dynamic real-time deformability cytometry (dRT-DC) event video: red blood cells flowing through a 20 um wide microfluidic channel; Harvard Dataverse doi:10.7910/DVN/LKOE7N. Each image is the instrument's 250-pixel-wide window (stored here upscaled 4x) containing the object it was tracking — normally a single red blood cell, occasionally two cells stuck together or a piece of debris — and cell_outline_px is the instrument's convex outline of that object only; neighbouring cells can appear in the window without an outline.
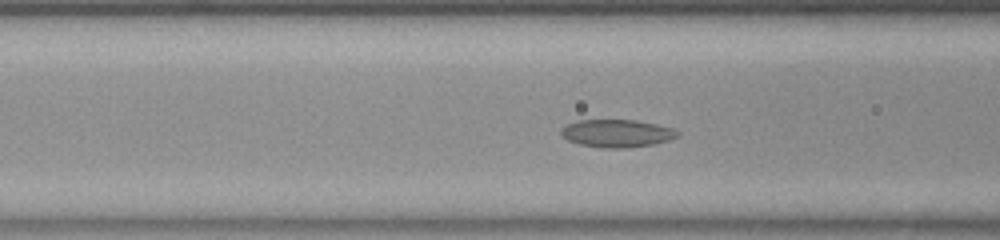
{"species": "common noctule bat (a hibernating species)", "species_latin": "Nyctalus noctula", "temperature_condition": "room temperature", "stored_images_in_passage": 51, "segment_of_instrument_passage": [1, 2], "camera_frame_rate_fps": 3000, "um_per_image_px": 0.085, "animal": {"sex": "female", "body_mass_g": 23.0, "forearm_length_mm": 53.4}, "frame": {"image": 1, "passage_image": 17, "time_ms": 5.333, "image_size_px": [1000, 240], "cell_outline_px": [[680, 136], [668, 140], [652, 144], [624, 148], [600, 148], [580, 144], [568, 140], [560, 136], [560, 128], [576, 120], [636, 120], [656, 124], [672, 128], [680, 132]], "centroid_in_image_um": [52.41, 11.33], "position_along_channel_um": 114.2, "area_um2": 18.9}}
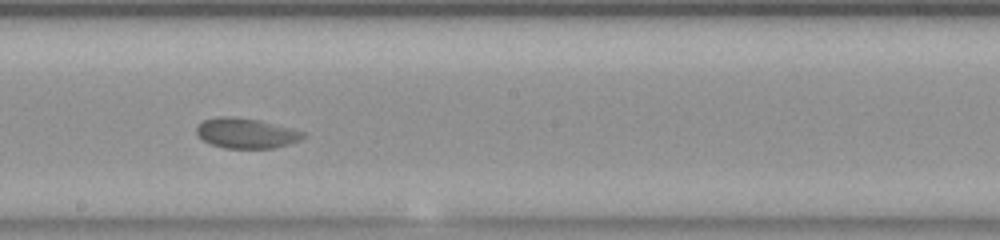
{"frame": {"image": 2, "passage_image": 26, "time_ms": 8.333, "image_size_px": [1000, 240], "cell_outline_px": [[308, 136], [300, 140], [288, 144], [272, 148], [224, 148], [212, 144], [204, 140], [196, 132], [196, 128], [204, 120], [220, 116], [232, 116], [260, 120], [304, 132]], "centroid_in_image_um": [20.94, 11.32], "position_along_channel_um": 227.3, "area_um2": 18.55}}
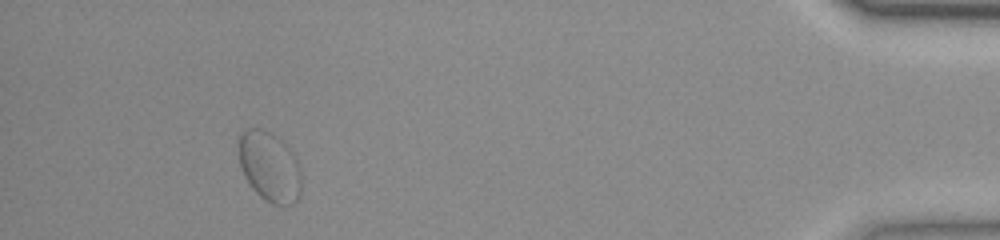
{"frame": {"image": 3, "passage_image": 46, "time_ms": 15.0, "image_size_px": [1000, 240], "cell_outline_px": [[300, 196], [292, 204], [272, 204], [260, 196], [252, 188], [244, 176], [240, 164], [240, 132], [244, 128], [260, 128], [280, 136], [288, 144], [296, 156], [300, 168]], "centroid_in_image_um": [22.94, 14.12], "position_along_channel_um": 412.3, "area_um2": 25.84}}